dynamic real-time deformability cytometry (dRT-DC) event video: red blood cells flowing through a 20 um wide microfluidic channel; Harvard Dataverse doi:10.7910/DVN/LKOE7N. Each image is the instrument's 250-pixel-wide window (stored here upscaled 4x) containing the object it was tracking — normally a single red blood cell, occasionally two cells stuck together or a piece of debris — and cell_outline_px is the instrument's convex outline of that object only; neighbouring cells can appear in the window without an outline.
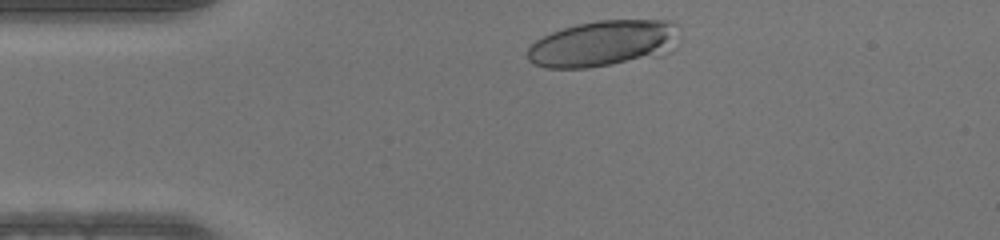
{"species": "human", "species_latin": "Homo sapiens", "temperature_condition": "warm", "stored_images_in_passage": 32, "camera_frame_rate_fps": 3000, "um_per_image_px": 0.085, "donor": {"sex": "male"}, "frame": {"image": 1, "passage_image": 2, "time_ms": 0.333, "image_size_px": [1000, 240], "cell_outline_px": [[676, 48], [672, 52], [660, 56], [588, 68], [548, 68], [536, 64], [528, 60], [528, 48], [536, 40], [552, 32], [576, 24], [596, 20], [668, 20], [672, 24]], "centroid_in_image_um": [51.26, 3.71], "position_along_channel_um": 33.7, "area_um2": 40.52}}
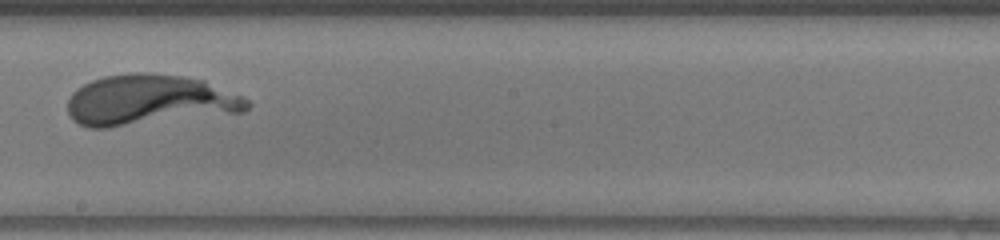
{"frame": {"image": 2, "passage_image": 20, "time_ms": 6.333, "image_size_px": [1000, 240], "cell_outline_px": [[252, 104], [244, 112], [108, 128], [88, 128], [72, 120], [68, 112], [68, 100], [72, 92], [76, 88], [92, 80], [104, 76], [132, 72], [144, 72], [184, 76], [204, 80], [244, 96]], "centroid_in_image_um": [12.71, 8.51], "position_along_channel_um": 235.5, "area_um2": 53.41}}
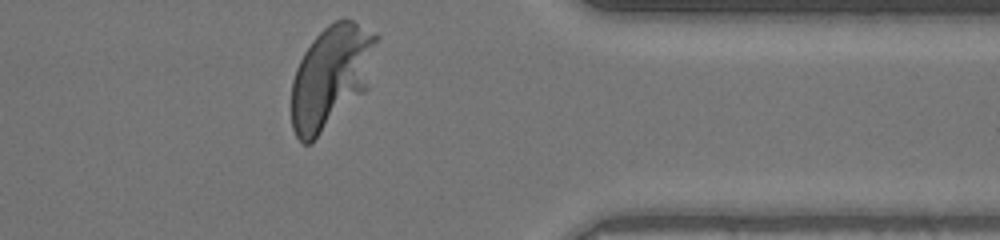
{"frame": {"image": 3, "passage_image": 32, "time_ms": 10.333, "image_size_px": [1000, 240], "cell_outline_px": [[380, 36], [368, 88], [312, 144], [304, 144], [296, 136], [292, 128], [292, 80], [296, 68], [304, 52], [312, 40], [328, 24], [336, 20], [352, 20], [376, 32]], "centroid_in_image_um": [28.17, 6.52], "position_along_channel_um": 383.2, "area_um2": 51.5}}